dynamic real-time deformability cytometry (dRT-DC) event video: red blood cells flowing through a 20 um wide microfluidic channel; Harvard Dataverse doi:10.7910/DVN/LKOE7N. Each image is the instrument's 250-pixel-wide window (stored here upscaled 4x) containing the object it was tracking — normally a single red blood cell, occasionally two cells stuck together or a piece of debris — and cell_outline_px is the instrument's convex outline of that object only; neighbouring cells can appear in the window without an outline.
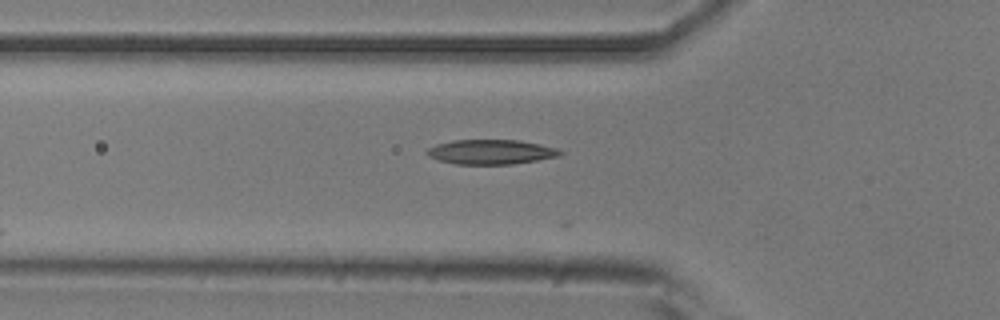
{"species": "common noctule bat (a hibernating species)", "species_latin": "Nyctalus noctula", "temperature_condition": "room temperature", "stored_images_in_passage": 7, "camera_frame_rate_fps": 3000, "um_per_image_px": 0.085, "animal": {"sex": "male", "body_mass_g": 20.5, "forearm_length_mm": 52.5}, "frame": {"image": 1, "passage_image": 4, "time_ms": 1.0, "image_size_px": [1000, 320], "cell_outline_px": [[564, 152], [560, 156], [512, 164], [456, 164], [440, 160], [428, 156], [424, 152], [428, 148], [436, 144], [452, 140], [520, 140], [540, 144], [556, 148]], "centroid_in_image_um": [41.72, 12.91], "position_along_channel_um": 84.1, "area_um2": 19.13}}